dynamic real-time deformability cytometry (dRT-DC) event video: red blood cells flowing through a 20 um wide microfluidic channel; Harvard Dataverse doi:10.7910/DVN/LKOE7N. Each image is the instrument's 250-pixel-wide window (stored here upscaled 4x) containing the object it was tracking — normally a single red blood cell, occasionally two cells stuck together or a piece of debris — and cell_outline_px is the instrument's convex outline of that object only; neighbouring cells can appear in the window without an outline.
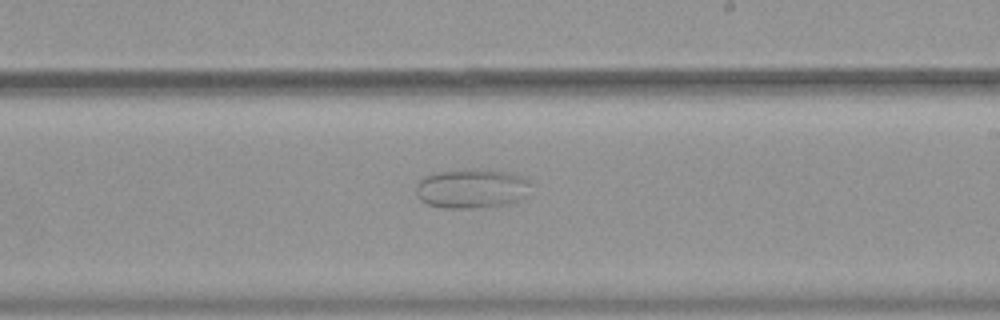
{"species": "common noctule bat (a hibernating species)", "species_latin": "Nyctalus noctula", "temperature_condition": "warm", "stored_images_in_passage": 43, "camera_frame_rate_fps": 3000, "um_per_image_px": 0.085, "animal": {"sex": "female", "body_mass_g": 19.9}, "frame": {"image": 1, "passage_image": 21, "time_ms": 6.667, "image_size_px": [1000, 320], "cell_outline_px": [[528, 184], [524, 196], [516, 200], [504, 204], [468, 208], [444, 208], [428, 204], [420, 200], [416, 196], [416, 184], [424, 176], [432, 172], [476, 168], [508, 172], [520, 176], [528, 180]], "centroid_in_image_um": [39.99, 16.0], "position_along_channel_um": 249.0, "area_um2": 26.13}}
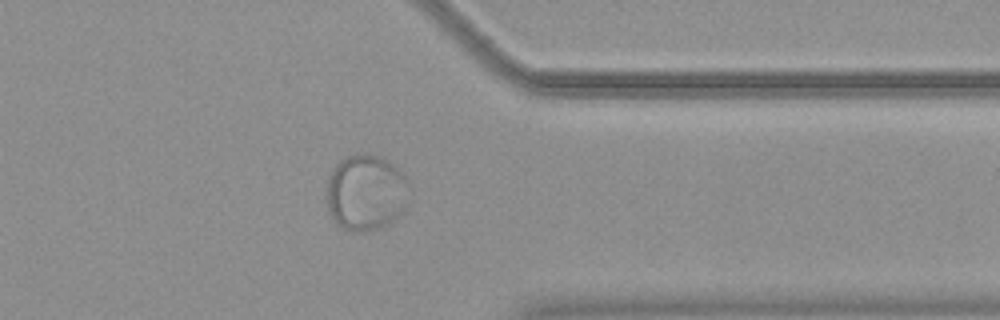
{"frame": {"image": 2, "passage_image": 32, "time_ms": 10.333, "image_size_px": [1000, 320], "cell_outline_px": [[408, 204], [404, 212], [384, 228], [360, 232], [356, 232], [344, 228], [336, 224], [332, 220], [328, 212], [328, 176], [336, 164], [340, 160], [356, 152], [364, 152], [380, 156], [388, 160], [400, 168], [408, 180]], "centroid_in_image_um": [31.14, 16.36], "position_along_channel_um": 380.3, "area_um2": 37.51}}
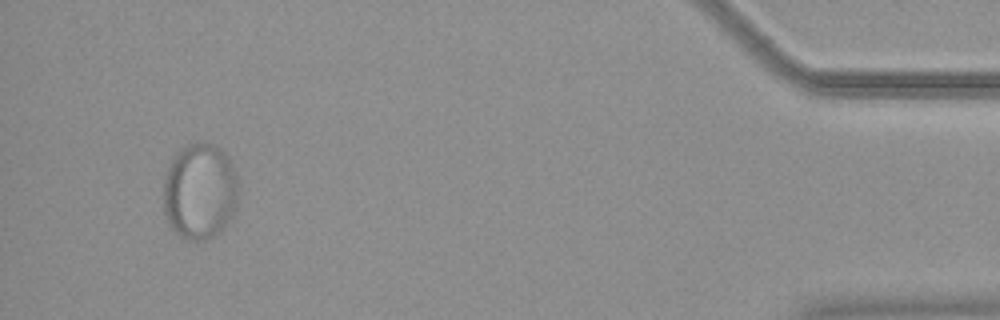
{"frame": {"image": 3, "passage_image": 40, "time_ms": 13.0, "image_size_px": [1000, 320], "cell_outline_px": [[236, 204], [228, 220], [208, 240], [188, 240], [180, 236], [168, 224], [164, 212], [164, 176], [172, 156], [180, 148], [188, 144], [200, 140], [216, 144], [228, 156], [236, 168]], "centroid_in_image_um": [16.95, 16.19], "position_along_channel_um": 418.3, "area_um2": 42.25}}